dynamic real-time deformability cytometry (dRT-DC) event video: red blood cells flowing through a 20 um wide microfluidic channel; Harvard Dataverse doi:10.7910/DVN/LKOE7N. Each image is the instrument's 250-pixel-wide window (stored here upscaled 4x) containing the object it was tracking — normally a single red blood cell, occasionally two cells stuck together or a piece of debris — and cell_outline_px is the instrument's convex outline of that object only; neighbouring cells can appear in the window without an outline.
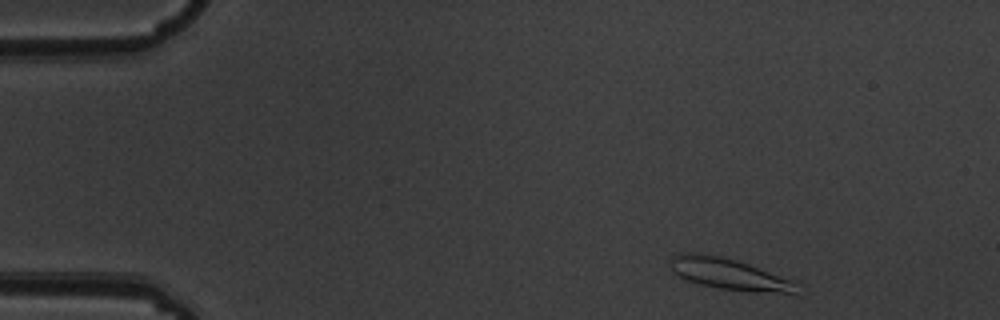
{"species": "common noctule bat (a hibernating species)", "species_latin": "Nyctalus noctula", "temperature_condition": "warm", "stored_images_in_passage": 3, "camera_frame_rate_fps": 3000, "um_per_image_px": 0.085, "animal": {"sex": "male", "body_mass_g": 19.5, "forearm_length_mm": 54.6}, "frame": {"image": 1, "passage_image": 1, "time_ms": 0.0, "image_size_px": [1000, 320], "cell_outline_px": [[796, 292], [784, 292], [720, 288], [700, 284], [688, 280], [672, 272], [668, 264], [672, 256], [680, 252], [696, 252], [720, 256], [736, 260], [748, 264], [792, 280], [796, 284]], "centroid_in_image_um": [61.81, 23.23], "position_along_channel_um": 23.2, "area_um2": 22.31}}